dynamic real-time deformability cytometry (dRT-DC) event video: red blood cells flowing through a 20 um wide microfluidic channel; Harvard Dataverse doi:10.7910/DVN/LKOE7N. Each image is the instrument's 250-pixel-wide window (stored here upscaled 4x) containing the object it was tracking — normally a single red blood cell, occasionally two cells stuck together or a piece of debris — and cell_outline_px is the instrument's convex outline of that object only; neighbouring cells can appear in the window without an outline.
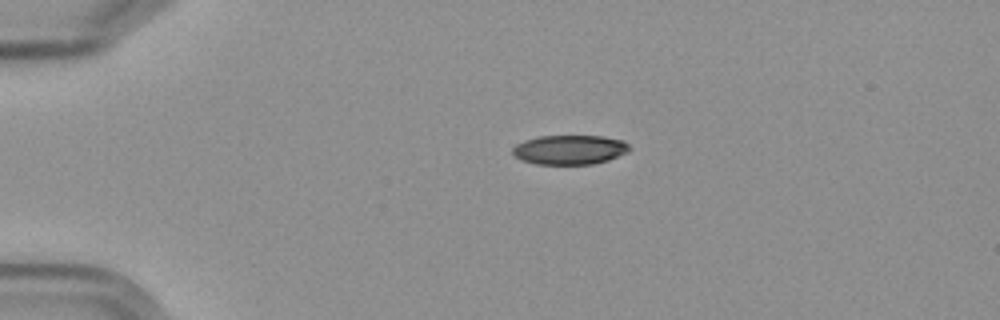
{"species": "Egyptian fruit bat (a non-hibernating species)", "species_latin": "Rousettus aegyptiacus", "temperature_condition": "cold", "stored_images_in_passage": 6, "camera_frame_rate_fps": 3000, "um_per_image_px": 0.085, "frame": {"image": 1, "passage_image": 1, "time_ms": 0.0, "image_size_px": [1000, 320], "cell_outline_px": [[632, 148], [628, 152], [608, 160], [592, 164], [536, 164], [520, 160], [512, 152], [512, 148], [516, 144], [524, 140], [536, 136], [604, 136], [624, 140]], "centroid_in_image_um": [48.43, 12.72], "position_along_channel_um": 36.6, "area_um2": 20.23}}
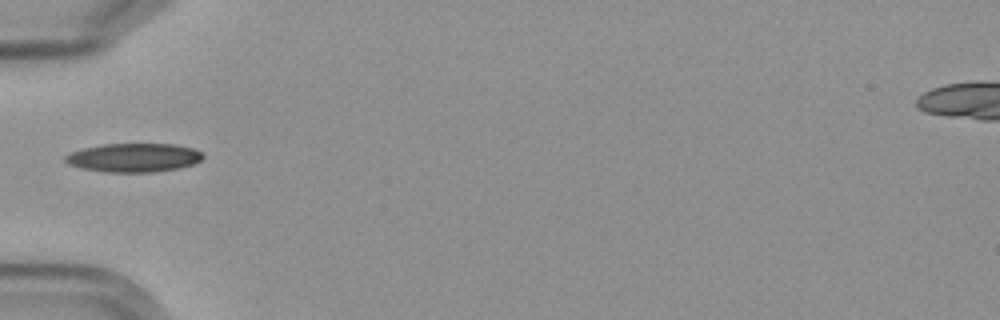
{"frame": {"image": 2, "passage_image": 3, "time_ms": 2.333, "image_size_px": [1000, 320], "cell_outline_px": [[204, 156], [200, 160], [192, 164], [180, 168], [152, 172], [108, 172], [84, 168], [68, 164], [64, 160], [64, 156], [72, 152], [84, 148], [104, 144], [176, 144], [192, 148], [200, 152]], "centroid_in_image_um": [11.38, 13.39], "position_along_channel_um": 73.6, "area_um2": 22.83}}
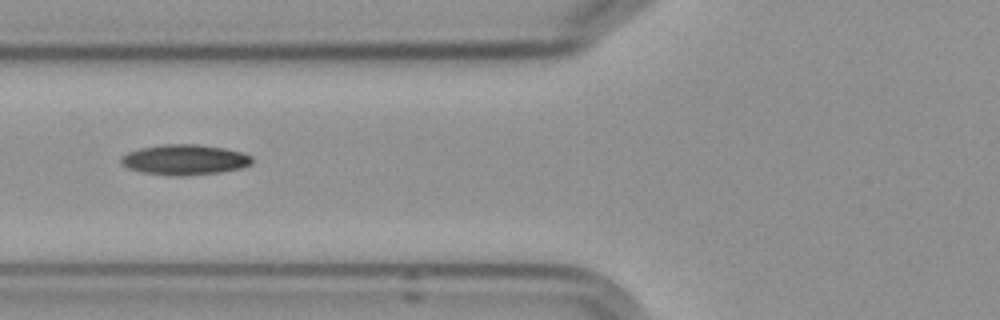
{"frame": {"image": 3, "passage_image": 4, "time_ms": 3.333, "image_size_px": [1000, 320], "cell_outline_px": [[252, 164], [240, 168], [220, 172], [184, 176], [168, 176], [144, 172], [128, 168], [120, 164], [120, 156], [128, 152], [140, 148], [164, 144], [196, 144], [224, 148], [240, 152], [252, 156]], "centroid_in_image_um": [15.66, 13.58], "position_along_channel_um": 110.1, "area_um2": 23.24}}